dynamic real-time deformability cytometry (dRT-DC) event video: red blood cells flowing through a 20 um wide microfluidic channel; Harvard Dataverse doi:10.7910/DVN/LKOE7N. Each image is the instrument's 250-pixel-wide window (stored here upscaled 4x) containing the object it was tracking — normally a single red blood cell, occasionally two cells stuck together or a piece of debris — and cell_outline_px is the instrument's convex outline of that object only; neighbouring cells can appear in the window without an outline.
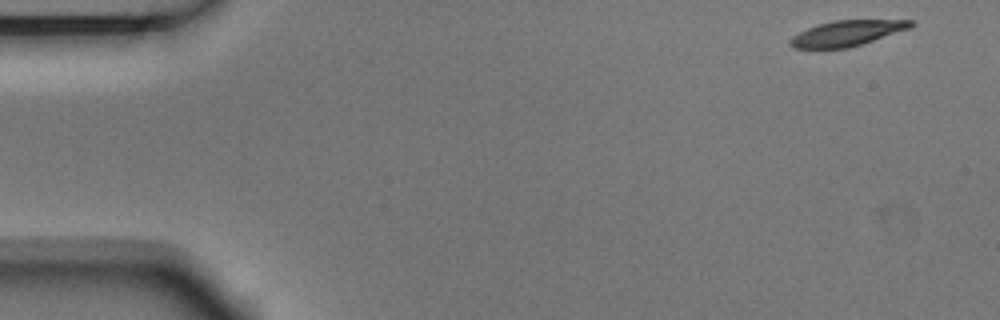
{"species": "Egyptian fruit bat (a non-hibernating species)", "species_latin": "Rousettus aegyptiacus", "temperature_condition": "room temperature", "stored_images_in_passage": 9, "camera_frame_rate_fps": 3000, "um_per_image_px": 0.085, "animal": {"sex": "male"}, "frame": {"image": 1, "passage_image": 1, "time_ms": 0.0, "image_size_px": [1000, 320], "cell_outline_px": [[916, 24], [912, 28], [848, 48], [792, 48], [788, 44], [788, 40], [792, 36], [808, 28], [820, 24], [836, 20], [912, 20]], "centroid_in_image_um": [72.01, 2.82], "position_along_channel_um": 13.0, "area_um2": 17.86}}
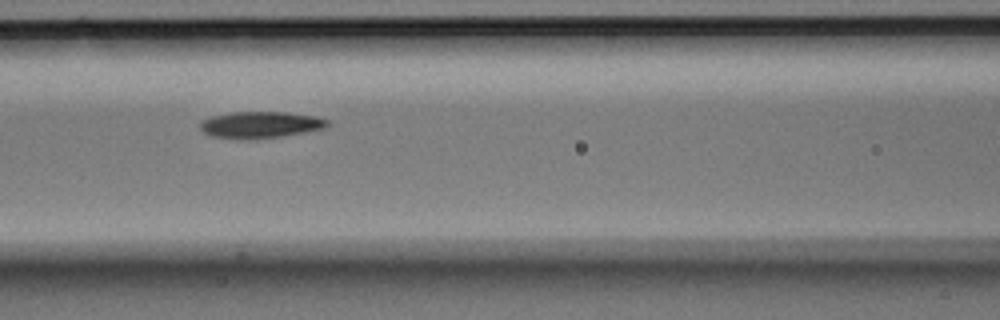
{"frame": {"image": 2, "passage_image": 6, "time_ms": 1.667, "image_size_px": [1000, 320], "cell_outline_px": [[328, 124], [324, 128], [280, 136], [248, 140], [236, 140], [212, 136], [204, 132], [200, 128], [200, 120], [212, 116], [232, 112], [288, 112], [316, 116], [328, 120]], "centroid_in_image_um": [22.07, 10.61], "position_along_channel_um": 144.5, "area_um2": 19.77}}
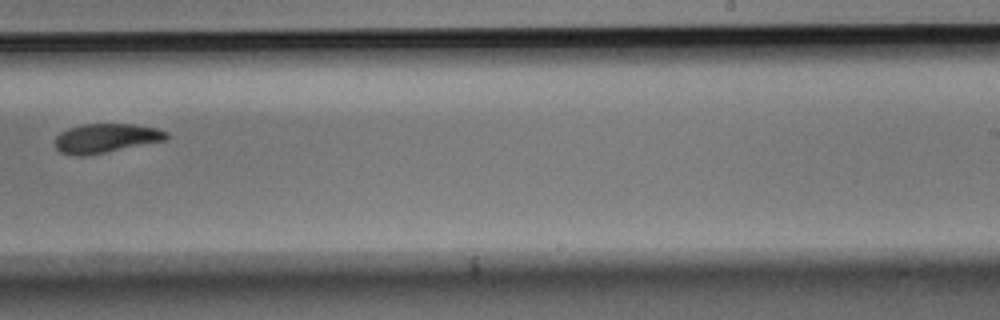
{"frame": {"image": 3, "passage_image": 9, "time_ms": 2.667, "image_size_px": [1000, 320], "cell_outline_px": [[168, 140], [84, 156], [80, 156], [60, 152], [56, 148], [56, 136], [60, 132], [68, 128], [84, 124], [132, 124], [156, 128], [168, 132]], "centroid_in_image_um": [9.02, 11.74], "position_along_channel_um": 280.0, "area_um2": 18.84}}